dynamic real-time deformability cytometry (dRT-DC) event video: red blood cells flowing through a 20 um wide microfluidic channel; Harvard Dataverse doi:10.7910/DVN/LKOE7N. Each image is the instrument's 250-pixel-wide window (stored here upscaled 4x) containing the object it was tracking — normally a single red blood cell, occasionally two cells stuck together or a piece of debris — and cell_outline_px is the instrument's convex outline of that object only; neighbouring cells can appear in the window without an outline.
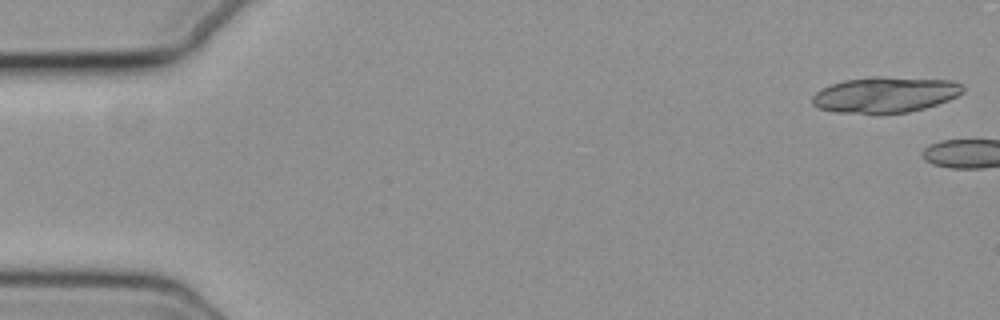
{"species": "common noctule bat (a hibernating species)", "species_latin": "Nyctalus noctula", "temperature_condition": "cold", "stored_images_in_passage": 4, "camera_frame_rate_fps": 3000, "um_per_image_px": 0.085, "animal": {"sex": "female", "body_mass_g": 19.3, "forearm_length_mm": 54.1}, "frame": {"image": 1, "passage_image": 1, "time_ms": 0.0, "image_size_px": [1000, 320], "cell_outline_px": [[964, 92], [948, 100], [924, 108], [908, 112], [836, 112], [816, 108], [812, 104], [812, 96], [820, 88], [844, 80], [872, 76], [880, 76], [952, 80], [964, 84]], "centroid_in_image_um": [75.24, 8.02], "position_along_channel_um": 9.8, "area_um2": 31.33}}